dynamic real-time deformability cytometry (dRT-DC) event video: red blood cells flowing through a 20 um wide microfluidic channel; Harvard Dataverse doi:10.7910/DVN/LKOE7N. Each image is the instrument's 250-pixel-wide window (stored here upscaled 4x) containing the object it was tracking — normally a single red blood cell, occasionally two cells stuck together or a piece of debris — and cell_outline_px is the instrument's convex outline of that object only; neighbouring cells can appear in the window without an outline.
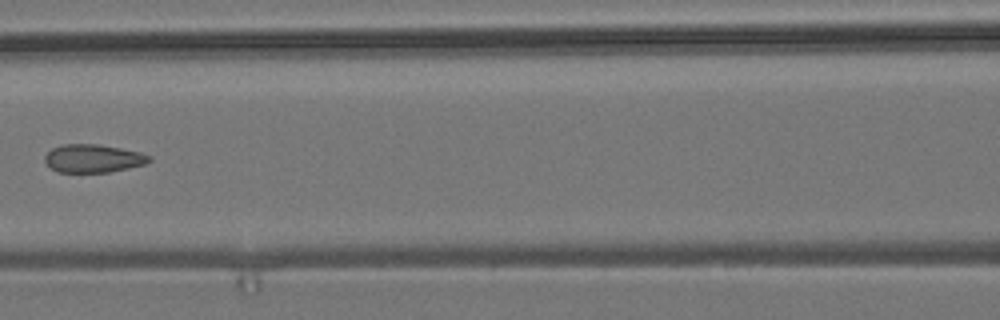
{"species": "common noctule bat (a hibernating species)", "species_latin": "Nyctalus noctula", "temperature_condition": "room temperature", "stored_images_in_passage": 8, "camera_frame_rate_fps": 3000, "um_per_image_px": 0.085, "animal": {"sex": "male", "body_mass_g": 19.2, "forearm_length_mm": 51.8}, "frame": {"image": 1, "passage_image": 7, "time_ms": 2.0, "image_size_px": [1000, 320], "cell_outline_px": [[152, 160], [144, 164], [128, 168], [108, 172], [56, 172], [44, 160], [44, 156], [52, 148], [60, 144], [96, 144], [120, 148], [140, 152], [152, 156]], "centroid_in_image_um": [7.91, 13.46], "position_along_channel_um": 158.7, "area_um2": 17.11}}
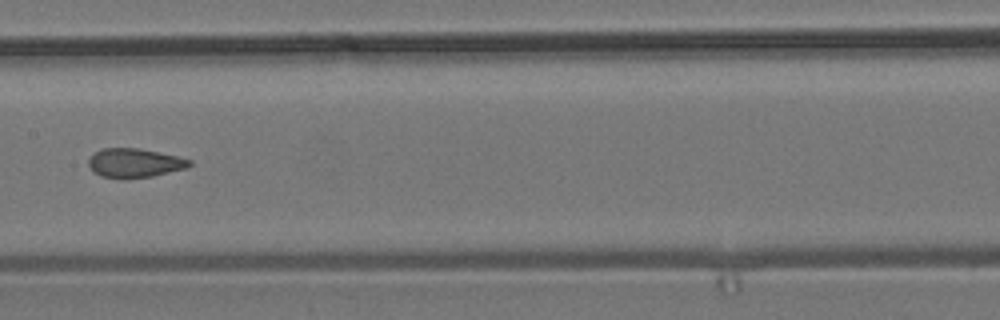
{"frame": {"image": 2, "passage_image": 8, "time_ms": 2.333, "image_size_px": [1000, 320], "cell_outline_px": [[192, 164], [184, 168], [152, 176], [128, 180], [124, 180], [100, 176], [92, 172], [88, 164], [88, 160], [96, 152], [104, 148], [140, 148], [180, 156], [192, 160]], "centroid_in_image_um": [11.43, 13.87], "position_along_channel_um": 196.0, "area_um2": 17.4}}